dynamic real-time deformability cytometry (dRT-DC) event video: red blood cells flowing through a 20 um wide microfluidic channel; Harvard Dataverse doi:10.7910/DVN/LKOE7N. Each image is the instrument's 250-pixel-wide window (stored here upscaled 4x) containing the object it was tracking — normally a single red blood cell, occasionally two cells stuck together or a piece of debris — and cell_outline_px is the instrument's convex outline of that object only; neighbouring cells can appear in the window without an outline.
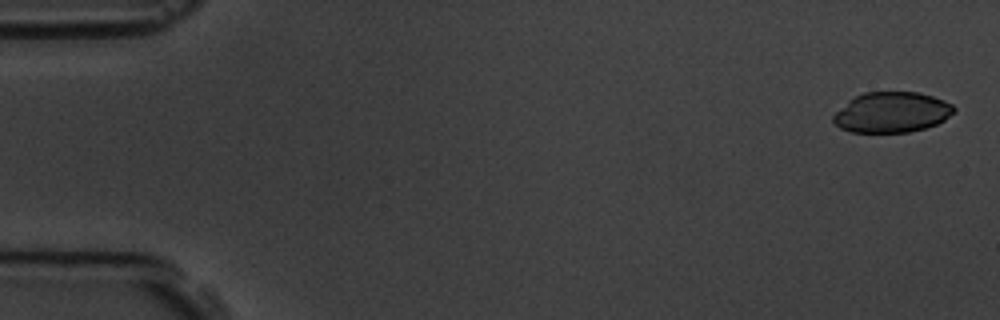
{"species": "common noctule bat (a hibernating species)", "species_latin": "Nyctalus noctula", "temperature_condition": "room temperature", "stored_images_in_passage": 6, "segment_of_instrument_passage": [1, 2], "camera_frame_rate_fps": 3000, "um_per_image_px": 0.085, "animal": {"sex": "male", "body_mass_g": 19.5, "forearm_length_mm": 54.6}, "frame": {"image": 1, "passage_image": 1, "time_ms": 0.0, "image_size_px": [1000, 320], "cell_outline_px": [[956, 108], [944, 120], [936, 124], [924, 128], [908, 132], [852, 132], [840, 128], [832, 120], [832, 116], [848, 100], [864, 92], [916, 92], [932, 96], [944, 100], [952, 104]], "centroid_in_image_um": [75.78, 9.54], "position_along_channel_um": 9.2, "area_um2": 28.26}}